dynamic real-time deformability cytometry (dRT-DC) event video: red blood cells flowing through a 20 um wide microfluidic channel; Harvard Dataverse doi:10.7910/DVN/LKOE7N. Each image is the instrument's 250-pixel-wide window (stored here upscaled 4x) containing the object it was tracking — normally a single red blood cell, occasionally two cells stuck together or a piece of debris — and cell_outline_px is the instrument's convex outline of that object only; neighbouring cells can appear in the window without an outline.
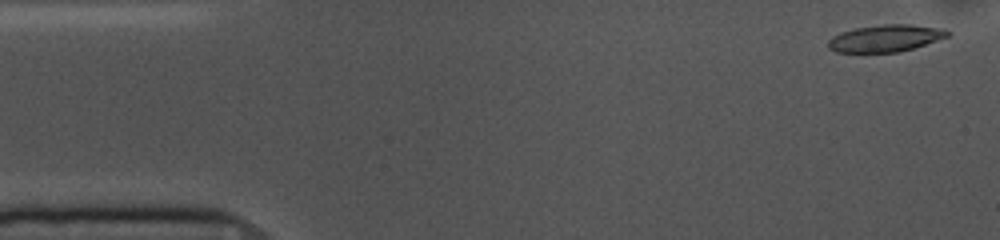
{"species": "common noctule bat (a hibernating species)", "species_latin": "Nyctalus noctula", "temperature_condition": "cold", "stored_images_in_passage": 54, "camera_frame_rate_fps": 3000, "um_per_image_px": 0.085, "animal": {"sex": "female", "body_mass_g": 10.0, "forearm_length_mm": 53.1}, "frame": {"image": 1, "passage_image": 2, "time_ms": 0.333, "image_size_px": [1000, 240], "cell_outline_px": [[952, 32], [948, 36], [900, 52], [836, 52], [828, 48], [828, 40], [832, 36], [840, 32], [856, 28], [884, 24], [912, 24], [944, 28]], "centroid_in_image_um": [75.26, 3.24], "position_along_channel_um": 9.7, "area_um2": 18.79}}
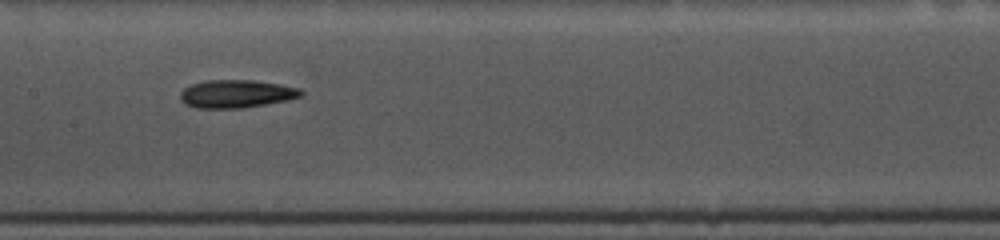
{"frame": {"image": 2, "passage_image": 25, "time_ms": 8.0, "image_size_px": [1000, 240], "cell_outline_px": [[304, 92], [300, 96], [288, 100], [244, 108], [196, 108], [184, 104], [180, 100], [180, 92], [184, 88], [192, 84], [204, 80], [252, 80], [280, 84], [300, 88]], "centroid_in_image_um": [20.07, 7.98], "position_along_channel_um": 187.3, "area_um2": 19.83}}
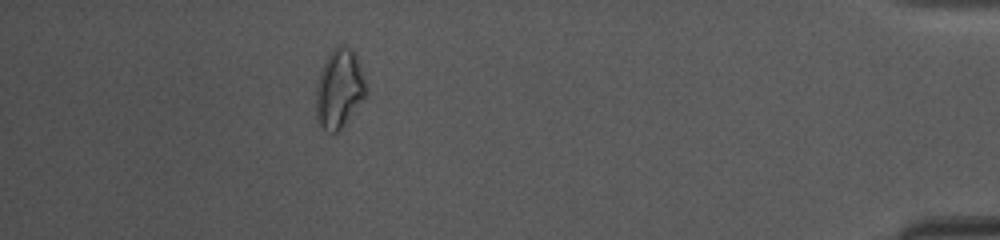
{"frame": {"image": 3, "passage_image": 48, "time_ms": 15.667, "image_size_px": [1000, 240], "cell_outline_px": [[368, 92], [344, 124], [336, 132], [328, 132], [316, 124], [316, 80], [324, 60], [328, 52], [336, 44], [344, 44], [352, 48], [360, 64]], "centroid_in_image_um": [28.8, 7.48], "position_along_channel_um": 406.4, "area_um2": 23.47}, "authors_computed_cell_mechanics": {"area_um2": 19.1607, "velocity_mm_per_s": 3.6259, "shape_relaxation_time_tau1_ms": 7.9146, "shape_relaxation_time_tau2_ms": null, "deformation_change_tau1": 0.1822, "deformation_change_tau2": null}}